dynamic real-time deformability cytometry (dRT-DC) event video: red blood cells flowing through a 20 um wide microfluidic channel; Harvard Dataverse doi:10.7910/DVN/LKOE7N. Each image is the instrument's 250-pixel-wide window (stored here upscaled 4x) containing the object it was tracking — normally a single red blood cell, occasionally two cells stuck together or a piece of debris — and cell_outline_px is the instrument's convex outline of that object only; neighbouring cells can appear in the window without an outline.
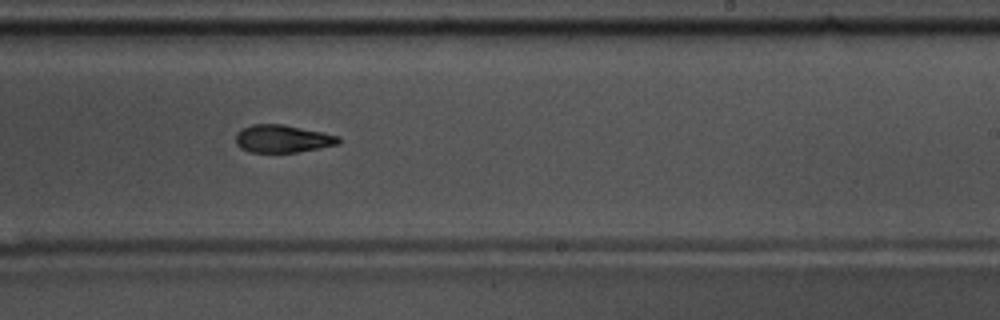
{"species": "common noctule bat (a hibernating species)", "species_latin": "Nyctalus noctula", "temperature_condition": "warm", "stored_images_in_passage": 46, "camera_frame_rate_fps": 3000, "um_per_image_px": 0.085, "animal": {"sex": "male", "body_mass_g": 17.5, "forearm_length_mm": 52.3}, "frame": {"image": 1, "passage_image": 27, "time_ms": 8.667, "image_size_px": [1000, 320], "cell_outline_px": [[340, 144], [296, 152], [252, 152], [240, 148], [236, 144], [236, 132], [252, 124], [284, 124], [340, 136]], "centroid_in_image_um": [24.01, 11.79], "position_along_channel_um": 265.0, "area_um2": 16.53}}